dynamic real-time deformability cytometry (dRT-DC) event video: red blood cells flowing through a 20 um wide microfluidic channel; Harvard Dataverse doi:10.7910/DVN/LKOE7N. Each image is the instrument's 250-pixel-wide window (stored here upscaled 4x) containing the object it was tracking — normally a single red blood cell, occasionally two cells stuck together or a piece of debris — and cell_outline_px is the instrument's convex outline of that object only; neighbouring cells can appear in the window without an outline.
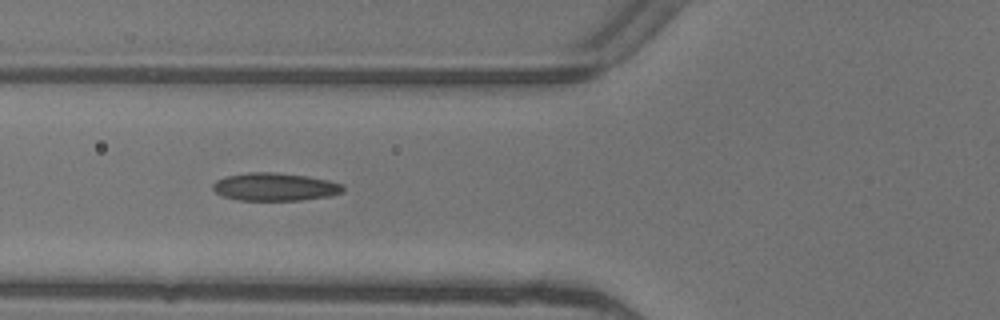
{"species": "common noctule bat (a hibernating species)", "species_latin": "Nyctalus noctula", "temperature_condition": "warm", "stored_images_in_passage": 4, "camera_frame_rate_fps": 3000, "um_per_image_px": 0.085, "animal": {"sex": "female"}, "frame": {"image": 1, "passage_image": 2, "time_ms": 0.333, "image_size_px": [1000, 320], "cell_outline_px": [[344, 192], [332, 196], [300, 200], [236, 200], [220, 196], [212, 188], [212, 184], [216, 180], [228, 176], [248, 172], [276, 172], [308, 176], [328, 180], [344, 184]], "centroid_in_image_um": [23.38, 15.88], "position_along_channel_um": 102.4, "area_um2": 21.44}}
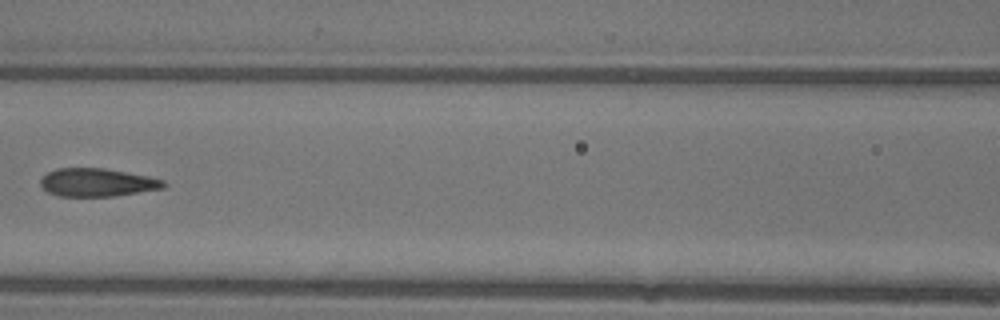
{"frame": {"image": 2, "passage_image": 3, "time_ms": 0.667, "image_size_px": [1000, 320], "cell_outline_px": [[168, 184], [164, 188], [112, 196], [60, 196], [48, 192], [40, 184], [40, 180], [48, 172], [56, 168], [104, 168], [148, 176], [164, 180]], "centroid_in_image_um": [8.27, 15.5], "position_along_channel_um": 158.3, "area_um2": 20.06}}
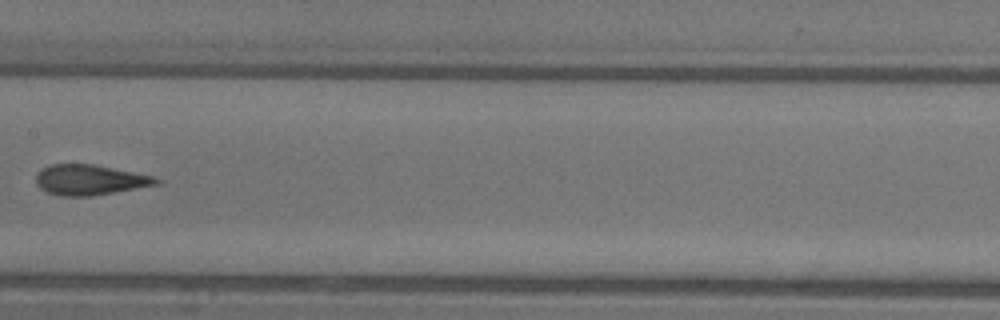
{"frame": {"image": 3, "passage_image": 4, "time_ms": 1.0, "image_size_px": [1000, 320], "cell_outline_px": [[164, 180], [160, 184], [92, 196], [60, 196], [48, 192], [40, 188], [36, 184], [36, 176], [48, 164], [92, 164], [152, 176]], "centroid_in_image_um": [7.65, 15.3], "position_along_channel_um": 199.8, "area_um2": 21.1}}